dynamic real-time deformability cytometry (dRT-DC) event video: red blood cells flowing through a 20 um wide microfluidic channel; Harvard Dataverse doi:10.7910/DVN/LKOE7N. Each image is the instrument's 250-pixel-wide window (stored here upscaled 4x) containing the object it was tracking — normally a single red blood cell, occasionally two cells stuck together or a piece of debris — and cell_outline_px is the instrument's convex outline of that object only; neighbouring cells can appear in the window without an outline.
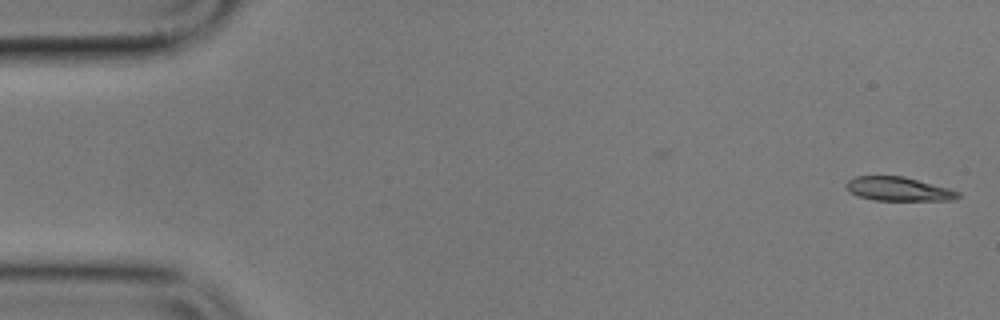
{"species": "common noctule bat (a hibernating species)", "species_latin": "Nyctalus noctula", "temperature_condition": "cold", "stored_images_in_passage": 5, "camera_frame_rate_fps": 3000, "um_per_image_px": 0.085, "animal": {"sex": "male", "body_mass_g": 17.9}, "frame": {"image": 1, "passage_image": 1, "time_ms": 0.0, "image_size_px": [1000, 320], "cell_outline_px": [[960, 196], [952, 200], [876, 200], [860, 196], [848, 192], [844, 184], [848, 180], [856, 176], [904, 176], [948, 188], [960, 192]], "centroid_in_image_um": [76.34, 16.06], "position_along_channel_um": 8.7, "area_um2": 15.49}}
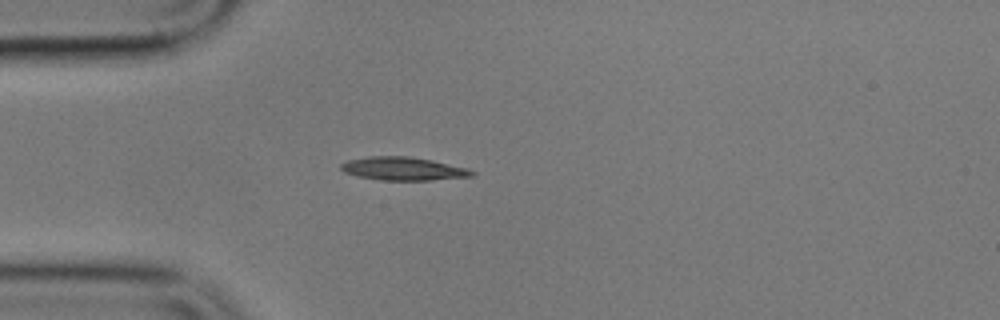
{"frame": {"image": 2, "passage_image": 5, "time_ms": 4.667, "image_size_px": [1000, 320], "cell_outline_px": [[476, 176], [432, 180], [380, 180], [356, 176], [344, 172], [340, 168], [340, 164], [348, 160], [368, 156], [408, 156], [432, 160], [468, 168], [476, 172]], "centroid_in_image_um": [34.29, 14.34], "position_along_channel_um": 50.7, "area_um2": 17.92}}